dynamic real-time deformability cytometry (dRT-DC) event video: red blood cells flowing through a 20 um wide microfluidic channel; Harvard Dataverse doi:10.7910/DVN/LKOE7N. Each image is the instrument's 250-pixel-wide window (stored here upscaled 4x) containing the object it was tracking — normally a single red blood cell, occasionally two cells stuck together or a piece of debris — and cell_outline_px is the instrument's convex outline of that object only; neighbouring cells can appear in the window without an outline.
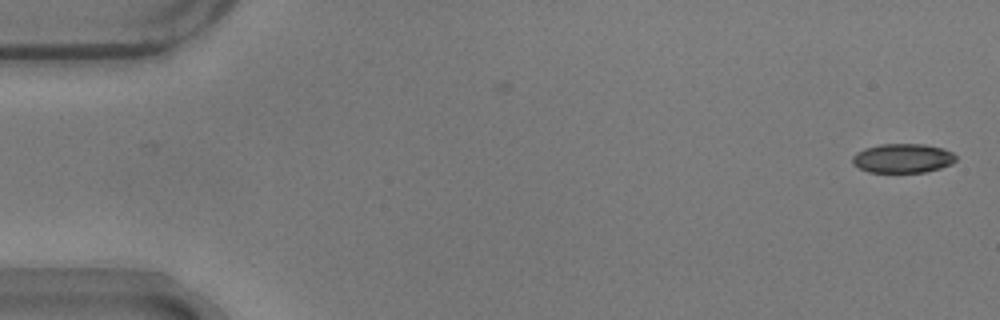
{"species": "common noctule bat (a hibernating species)", "species_latin": "Nyctalus noctula", "temperature_condition": "warm", "stored_images_in_passage": 54, "camera_frame_rate_fps": 3000, "um_per_image_px": 0.085, "animal": {"sex": "male", "body_mass_g": 17.9}, "frame": {"image": 1, "passage_image": 1, "time_ms": 0.0, "image_size_px": [1000, 320], "cell_outline_px": [[956, 160], [952, 164], [940, 168], [924, 172], [868, 172], [852, 164], [852, 156], [856, 152], [864, 148], [880, 144], [924, 144], [944, 148], [952, 152], [956, 156]], "centroid_in_image_um": [76.73, 13.44], "position_along_channel_um": 8.3, "area_um2": 17.74}}
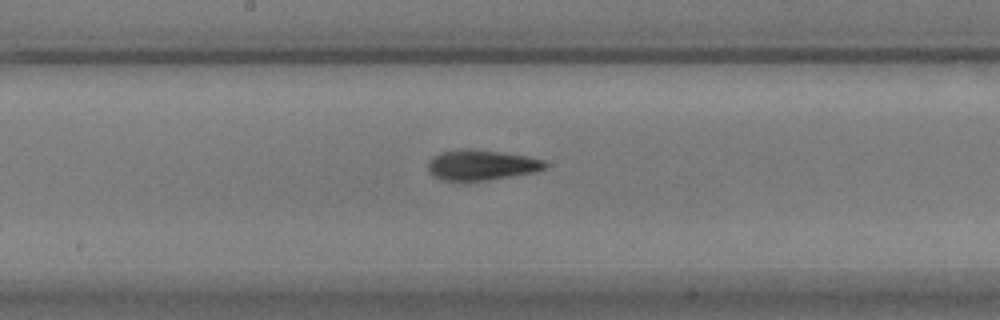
{"frame": {"image": 2, "passage_image": 28, "time_ms": 9.0, "image_size_px": [1000, 320], "cell_outline_px": [[548, 164], [544, 168], [536, 172], [488, 180], [444, 180], [428, 172], [428, 160], [432, 156], [440, 152], [460, 148], [496, 152], [528, 156], [544, 160]], "centroid_in_image_um": [40.9, 14.02], "position_along_channel_um": 207.3, "area_um2": 20.52}}
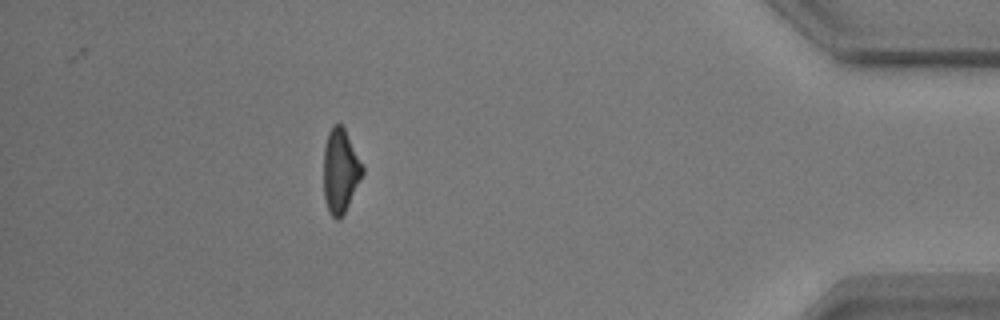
{"frame": {"image": 3, "passage_image": 48, "time_ms": 15.667, "image_size_px": [1000, 320], "cell_outline_px": [[364, 172], [340, 220], [336, 220], [328, 212], [324, 196], [324, 148], [328, 132], [332, 124], [340, 124], [344, 128], [364, 164]], "centroid_in_image_um": [28.93, 14.5], "position_along_channel_um": 406.3, "area_um2": 19.07}, "authors_computed_cell_mechanics": {"area_um2": 19.5653, "velocity_mm_per_s": 3.7239, "shape_relaxation_time_tau1_ms": 4.7416, "shape_relaxation_time_tau2_ms": 2.6594, "deformation_change_tau1": 0.1899, "deformation_change_tau2": 0.1183}}